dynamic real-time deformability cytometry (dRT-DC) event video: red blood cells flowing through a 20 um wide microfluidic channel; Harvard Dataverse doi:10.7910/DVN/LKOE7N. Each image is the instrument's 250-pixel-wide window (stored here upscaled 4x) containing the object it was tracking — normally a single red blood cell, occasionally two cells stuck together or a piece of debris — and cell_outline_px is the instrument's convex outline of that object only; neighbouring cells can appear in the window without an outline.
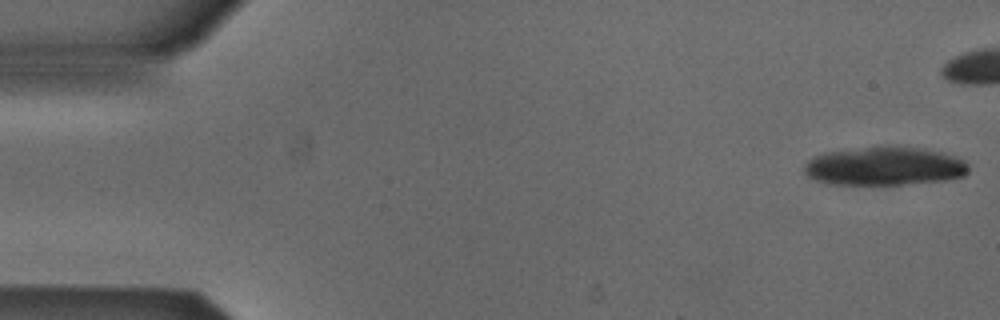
{"species": "Egyptian fruit bat (a non-hibernating species)", "species_latin": "Rousettus aegyptiacus", "temperature_condition": "cold", "stored_images_in_passage": 18, "camera_frame_rate_fps": 3000, "um_per_image_px": 0.085, "animal": {"sex": "male"}, "frame": {"image": 1, "passage_image": 1, "time_ms": 0.0, "image_size_px": [1000, 320], "cell_outline_px": [[968, 172], [964, 176], [944, 180], [900, 184], [824, 184], [808, 176], [804, 172], [804, 164], [808, 160], [824, 152], [864, 148], [920, 148], [940, 152], [964, 160], [968, 164]], "centroid_in_image_um": [75.15, 14.15], "position_along_channel_um": 9.8, "area_um2": 36.13}}